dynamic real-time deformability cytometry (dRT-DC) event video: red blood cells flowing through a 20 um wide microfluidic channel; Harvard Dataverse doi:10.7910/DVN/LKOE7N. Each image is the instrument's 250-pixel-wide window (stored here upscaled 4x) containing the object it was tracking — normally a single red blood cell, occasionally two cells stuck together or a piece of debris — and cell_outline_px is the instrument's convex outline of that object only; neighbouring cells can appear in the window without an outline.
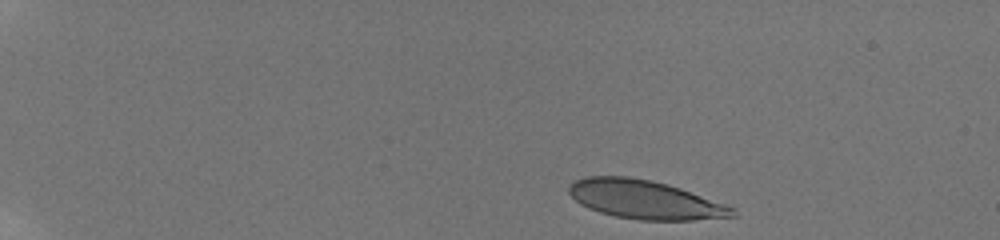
{"species": "human", "species_latin": "Homo sapiens", "temperature_condition": "room temperature", "stored_images_in_passage": 17, "camera_frame_rate_fps": 3000, "um_per_image_px": 0.085, "donor": {"sex": "male"}, "frame": {"image": 1, "passage_image": 1, "time_ms": 0.0, "image_size_px": [1000, 240], "cell_outline_px": [[740, 216], [692, 220], [640, 220], [616, 216], [600, 212], [588, 208], [580, 204], [568, 192], [568, 188], [576, 180], [584, 176], [628, 176], [652, 180], [668, 184], [680, 188], [736, 208]], "centroid_in_image_um": [54.85, 16.97], "position_along_channel_um": 30.1, "area_um2": 36.93}}
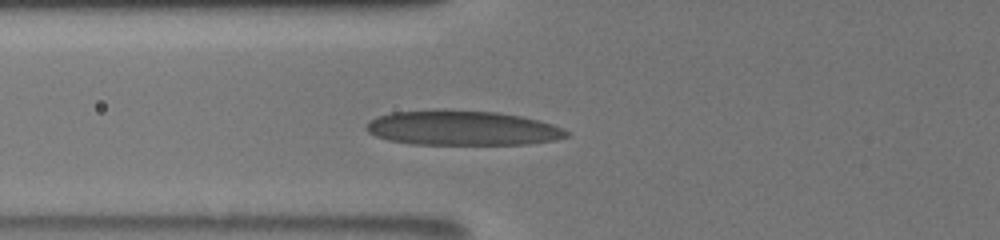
{"frame": {"image": 2, "passage_image": 11, "time_ms": 4.667, "image_size_px": [1000, 240], "cell_outline_px": [[568, 136], [556, 140], [528, 144], [412, 144], [388, 140], [376, 136], [368, 132], [364, 128], [376, 116], [392, 112], [432, 108], [436, 108], [496, 112], [520, 116], [540, 120], [564, 128], [568, 132]], "centroid_in_image_um": [39.28, 10.86], "position_along_channel_um": 86.5, "area_um2": 41.04}}
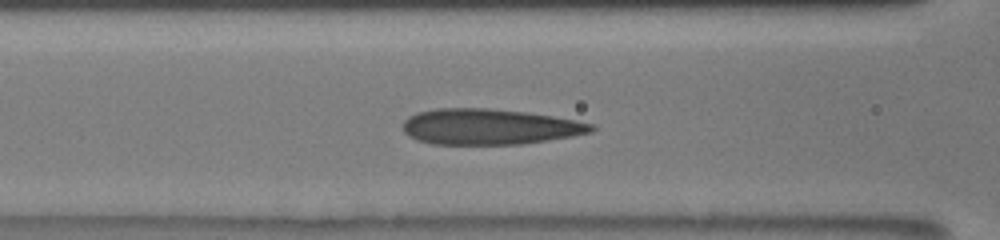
{"frame": {"image": 3, "passage_image": 15, "time_ms": 5.667, "image_size_px": [1000, 240], "cell_outline_px": [[596, 128], [592, 132], [572, 136], [520, 144], [432, 144], [416, 140], [408, 136], [404, 132], [404, 120], [408, 116], [416, 112], [436, 108], [488, 108], [524, 112], [552, 116], [576, 120], [592, 124]], "centroid_in_image_um": [41.56, 10.77], "position_along_channel_um": 125.0, "area_um2": 39.19}}